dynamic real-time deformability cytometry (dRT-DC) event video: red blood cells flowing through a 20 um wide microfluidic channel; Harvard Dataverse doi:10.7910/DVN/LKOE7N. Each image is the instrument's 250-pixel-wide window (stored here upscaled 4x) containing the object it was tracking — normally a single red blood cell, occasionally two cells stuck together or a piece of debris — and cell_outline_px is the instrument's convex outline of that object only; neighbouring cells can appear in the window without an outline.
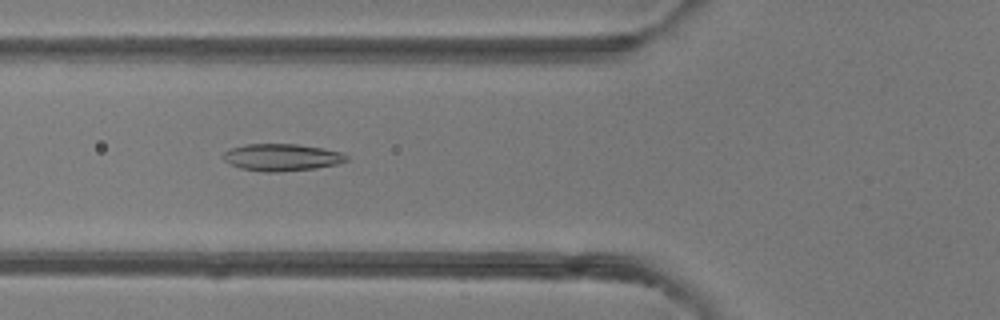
{"species": "common noctule bat (a hibernating species)", "species_latin": "Nyctalus noctula", "temperature_condition": "room temperature", "stored_images_in_passage": 50, "camera_frame_rate_fps": 3000, "um_per_image_px": 0.085, "animal": {"sex": "female"}, "frame": {"image": 1, "passage_image": 19, "time_ms": 6.0, "image_size_px": [1000, 320], "cell_outline_px": [[348, 160], [340, 164], [316, 168], [276, 172], [268, 172], [240, 168], [228, 164], [220, 156], [228, 148], [244, 144], [296, 144], [324, 148], [340, 152], [348, 156]], "centroid_in_image_um": [23.92, 13.37], "position_along_channel_um": 101.9, "area_um2": 19.71}}
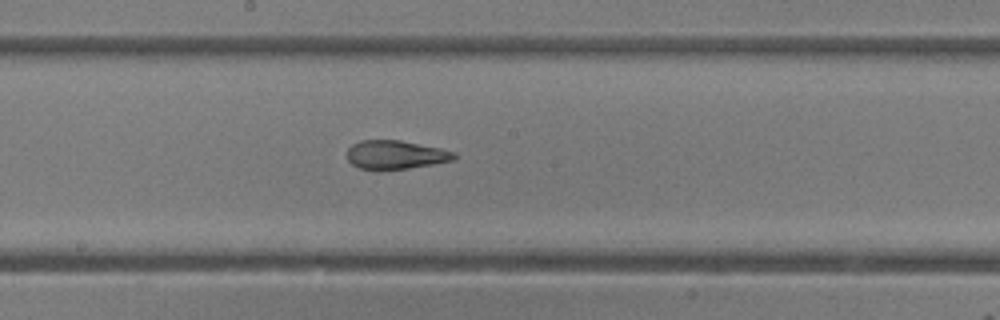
{"frame": {"image": 2, "passage_image": 27, "time_ms": 8.667, "image_size_px": [1000, 320], "cell_outline_px": [[456, 160], [408, 168], [380, 172], [360, 168], [352, 164], [348, 160], [348, 148], [352, 144], [360, 140], [400, 140], [440, 148], [456, 152]], "centroid_in_image_um": [33.61, 13.18], "position_along_channel_um": 214.6, "area_um2": 18.26}}
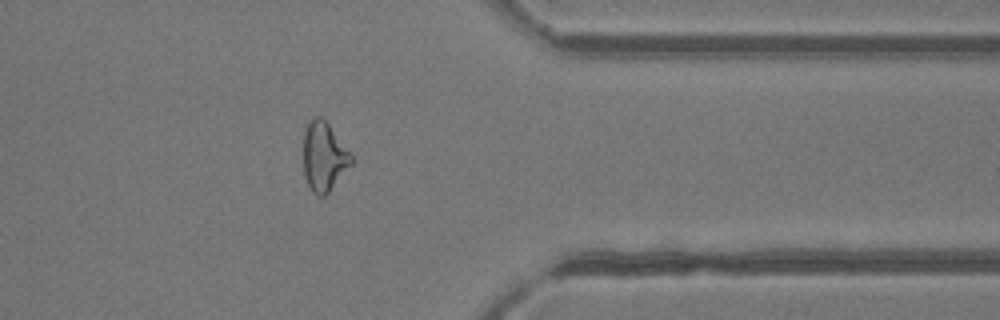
{"frame": {"image": 3, "passage_image": 40, "time_ms": 13.0, "image_size_px": [1000, 320], "cell_outline_px": [[356, 160], [328, 192], [324, 196], [316, 196], [312, 192], [304, 176], [304, 132], [308, 124], [316, 116], [320, 116], [328, 124], [352, 152]], "centroid_in_image_um": [27.58, 13.33], "position_along_channel_um": 383.8, "area_um2": 19.42}, "authors_computed_cell_mechanics": {"area_um2": 20.4612, "velocity_mm_per_s": 4.209, "shape_relaxation_time_tau1_ms": null, "shape_relaxation_time_tau2_ms": 0.6039, "deformation_change_tau1": null, "deformation_change_tau2": 0.0764}}